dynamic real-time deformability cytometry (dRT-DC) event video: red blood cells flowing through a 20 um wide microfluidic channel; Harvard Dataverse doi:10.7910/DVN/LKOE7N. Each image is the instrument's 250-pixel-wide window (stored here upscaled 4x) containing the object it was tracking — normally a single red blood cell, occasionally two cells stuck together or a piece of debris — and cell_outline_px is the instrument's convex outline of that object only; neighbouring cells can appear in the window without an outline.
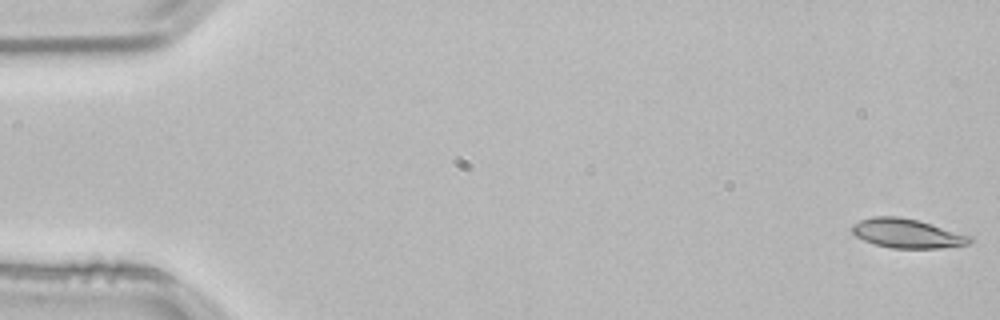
{"species": "common noctule bat (a hibernating species)", "species_latin": "Nyctalus noctula", "temperature_condition": "room temperature", "stored_images_in_passage": 53, "camera_frame_rate_fps": 3000, "um_per_image_px": 0.085, "animal": {"sex": "male", "body_mass_g": 21.5, "forearm_length_mm": 52.0}, "frame": {"image": 1, "passage_image": 1, "time_ms": 0.0, "image_size_px": [1000, 320], "cell_outline_px": [[972, 240], [968, 244], [940, 248], [892, 248], [876, 244], [864, 240], [856, 236], [852, 232], [852, 224], [860, 220], [872, 216], [896, 216], [916, 220], [972, 236]], "centroid_in_image_um": [77.08, 19.84], "position_along_channel_um": 7.9, "area_um2": 19.77}}
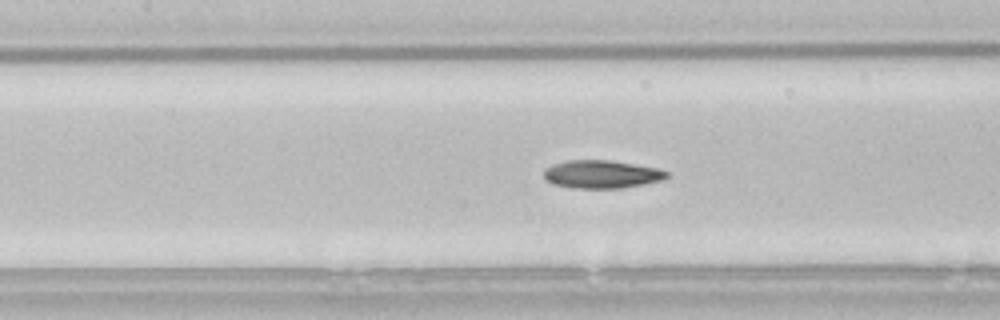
{"frame": {"image": 2, "passage_image": 24, "time_ms": 7.667, "image_size_px": [1000, 320], "cell_outline_px": [[668, 176], [660, 180], [644, 184], [620, 188], [572, 188], [556, 184], [548, 180], [544, 176], [544, 168], [552, 164], [568, 160], [612, 160], [660, 168], [668, 172]], "centroid_in_image_um": [51.15, 14.8], "position_along_channel_um": 156.2, "area_um2": 20.06}}
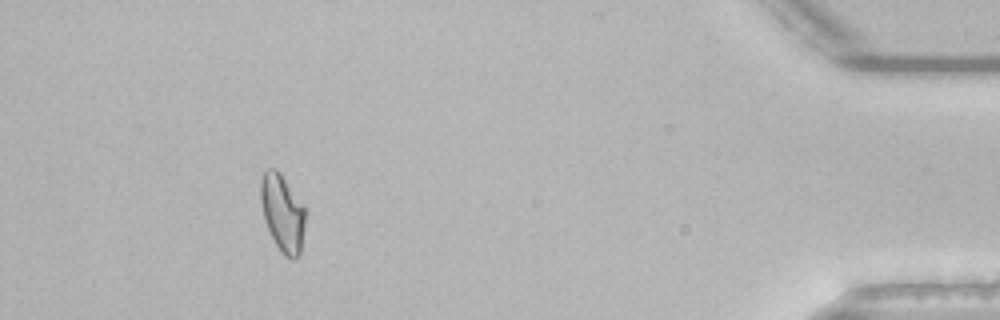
{"frame": {"image": 3, "passage_image": 49, "time_ms": 16.0, "image_size_px": [1000, 320], "cell_outline_px": [[308, 212], [300, 252], [296, 260], [292, 260], [284, 256], [280, 252], [268, 228], [264, 216], [260, 200], [260, 180], [264, 172], [268, 168], [276, 168], [280, 172], [308, 208]], "centroid_in_image_um": [24.07, 18.09], "position_along_channel_um": 411.1, "area_um2": 20.75}, "authors_computed_cell_mechanics": {"area_um2": 19.7676, "velocity_mm_per_s": 3.8022, "shape_relaxation_time_tau1_ms": 6.6605, "shape_relaxation_time_tau2_ms": 3.4961, "deformation_change_tau1": 0.179, "deformation_change_tau2": 0.1026}}